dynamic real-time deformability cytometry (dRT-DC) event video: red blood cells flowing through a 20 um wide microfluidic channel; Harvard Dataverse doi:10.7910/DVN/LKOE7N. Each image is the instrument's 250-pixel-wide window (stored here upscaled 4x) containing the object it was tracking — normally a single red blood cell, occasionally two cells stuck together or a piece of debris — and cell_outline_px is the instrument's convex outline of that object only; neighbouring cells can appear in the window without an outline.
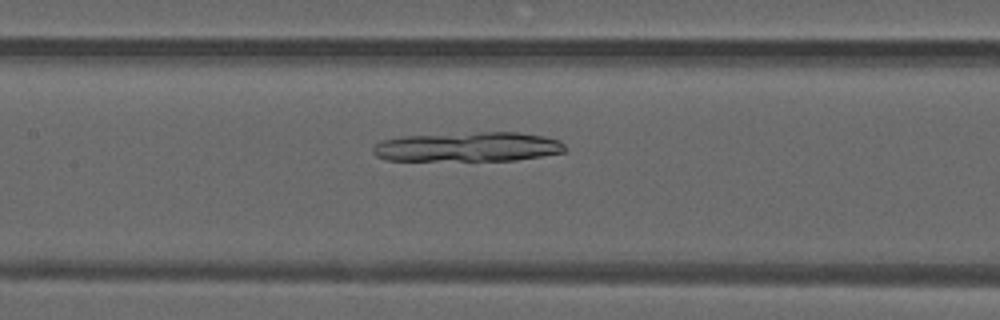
{"species": "common noctule bat (a hibernating species)", "species_latin": "Nyctalus noctula", "temperature_condition": "warm", "stored_images_in_passage": 38, "camera_frame_rate_fps": 3000, "um_per_image_px": 0.085, "animal": {"sex": "male", "forearm_length_mm": 52.5}, "frame": {"image": 1, "passage_image": 18, "time_ms": 5.667, "image_size_px": [1000, 320], "cell_outline_px": [[568, 148], [564, 152], [516, 160], [388, 160], [376, 156], [372, 152], [372, 148], [376, 144], [384, 140], [404, 136], [480, 132], [516, 132], [544, 136], [560, 140]], "centroid_in_image_um": [39.82, 12.48], "position_along_channel_um": 167.6, "area_um2": 32.89}}
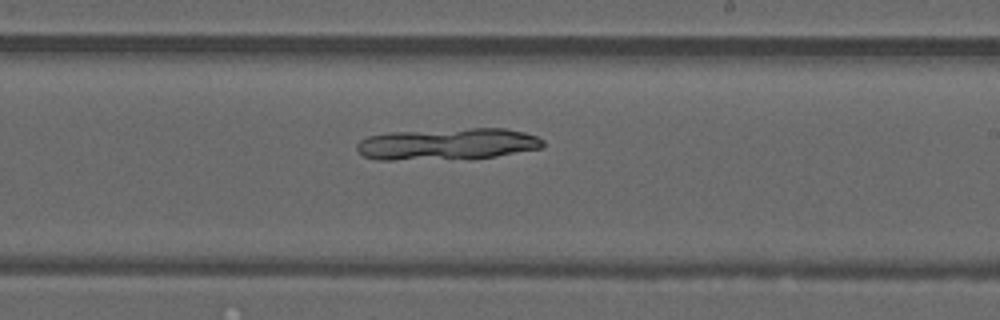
{"frame": {"image": 2, "passage_image": 24, "time_ms": 7.667, "image_size_px": [1000, 320], "cell_outline_px": [[544, 144], [540, 148], [496, 156], [472, 160], [376, 160], [364, 156], [356, 148], [356, 144], [360, 140], [368, 136], [388, 132], [468, 128], [504, 128], [524, 132], [536, 136], [544, 140]], "centroid_in_image_um": [38.01, 12.26], "position_along_channel_um": 251.0, "area_um2": 35.14}}
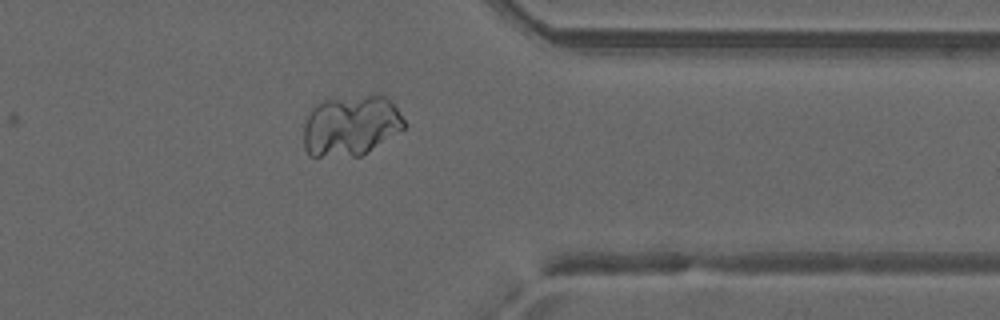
{"frame": {"image": 3, "passage_image": 34, "time_ms": 11.0, "image_size_px": [1000, 320], "cell_outline_px": [[404, 128], [360, 156], [308, 156], [304, 148], [304, 124], [308, 112], [316, 104], [324, 100], [368, 96], [384, 96], [396, 108], [404, 120]], "centroid_in_image_um": [29.75, 10.7], "position_along_channel_um": 381.6, "area_um2": 34.91}}